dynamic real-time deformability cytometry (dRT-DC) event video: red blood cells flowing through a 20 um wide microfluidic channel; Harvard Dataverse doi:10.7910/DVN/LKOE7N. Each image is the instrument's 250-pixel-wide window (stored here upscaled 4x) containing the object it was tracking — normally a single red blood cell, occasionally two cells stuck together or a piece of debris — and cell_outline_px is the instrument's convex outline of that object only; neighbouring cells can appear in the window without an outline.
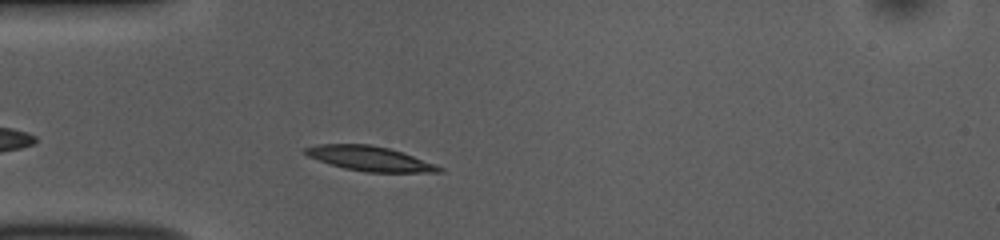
{"species": "common noctule bat (a hibernating species)", "species_latin": "Nyctalus noctula", "temperature_condition": "room temperature", "stored_images_in_passage": 43, "camera_frame_rate_fps": 3000, "um_per_image_px": 0.085, "animal": {"sex": "female", "body_mass_g": 10.0, "forearm_length_mm": 53.1}, "frame": {"image": 1, "passage_image": 5, "time_ms": 1.333, "image_size_px": [1000, 240], "cell_outline_px": [[444, 172], [368, 172], [344, 168], [308, 156], [300, 152], [304, 148], [316, 144], [368, 144], [388, 148], [404, 152], [436, 164], [444, 168]], "centroid_in_image_um": [31.45, 13.47], "position_along_channel_um": 53.6, "area_um2": 19.31}}
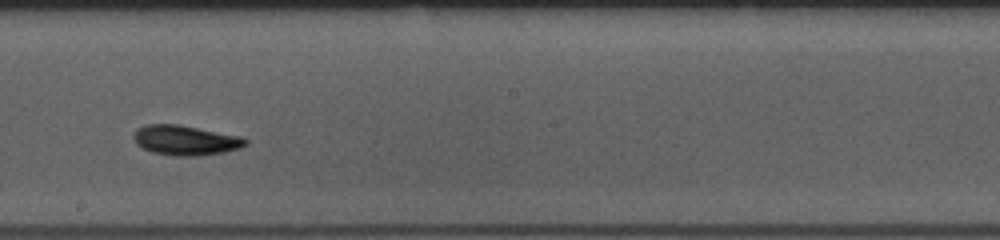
{"frame": {"image": 2, "passage_image": 20, "time_ms": 6.333, "image_size_px": [1000, 240], "cell_outline_px": [[248, 144], [240, 148], [224, 152], [200, 156], [172, 156], [152, 152], [136, 144], [132, 136], [136, 128], [144, 124], [176, 124], [240, 136], [248, 140]], "centroid_in_image_um": [15.73, 11.93], "position_along_channel_um": 232.5, "area_um2": 19.59}}
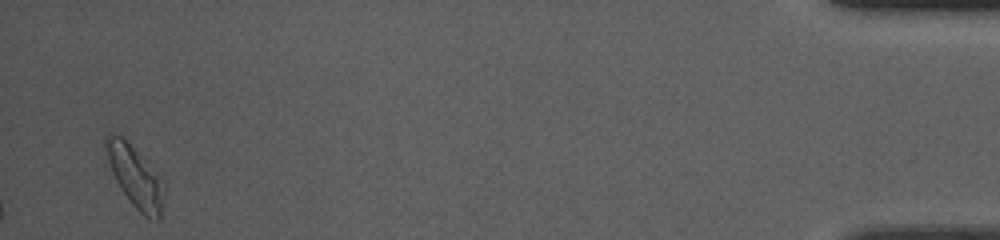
{"frame": {"image": 3, "passage_image": 42, "time_ms": 13.667, "image_size_px": [1000, 240], "cell_outline_px": [[164, 200], [160, 220], [148, 220], [132, 204], [120, 188], [112, 172], [108, 160], [104, 144], [104, 136], [108, 132], [124, 136], [156, 176], [164, 196]], "centroid_in_image_um": [11.42, 15.02], "position_along_channel_um": 423.8, "area_um2": 20.06}, "authors_computed_cell_mechanics": {"area_um2": 18.6694, "velocity_mm_per_s": 3.7244, "shape_relaxation_time_tau1_ms": 2.2726, "shape_relaxation_time_tau2_ms": null, "deformation_change_tau1": 0.1202, "deformation_change_tau2": null}}